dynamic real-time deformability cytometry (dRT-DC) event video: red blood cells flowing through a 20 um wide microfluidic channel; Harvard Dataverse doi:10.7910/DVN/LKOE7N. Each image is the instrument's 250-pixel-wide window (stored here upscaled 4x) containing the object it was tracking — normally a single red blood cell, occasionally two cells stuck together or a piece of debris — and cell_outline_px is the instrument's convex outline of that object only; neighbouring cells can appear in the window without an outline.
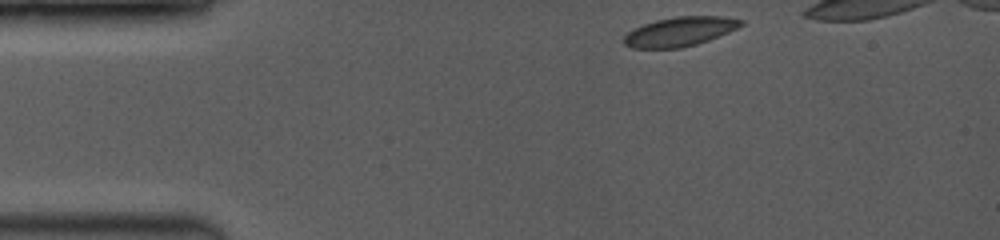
{"species": "common noctule bat (a hibernating species)", "species_latin": "Nyctalus noctula", "temperature_condition": "room temperature", "stored_images_in_passage": 34, "camera_frame_rate_fps": 3500, "um_per_image_px": 0.085, "animal": {"sex": "female", "body_mass_g": 19.0, "forearm_length_mm": 53.3}, "frame": {"image": 1, "passage_image": 1, "time_ms": 0.0, "image_size_px": [1000, 240], "cell_outline_px": [[744, 24], [728, 32], [708, 40], [696, 44], [680, 48], [632, 48], [624, 44], [624, 36], [628, 32], [644, 24], [656, 20], [680, 16], [720, 16], [744, 20]], "centroid_in_image_um": [57.79, 2.68], "position_along_channel_um": 27.2, "area_um2": 19.71}}
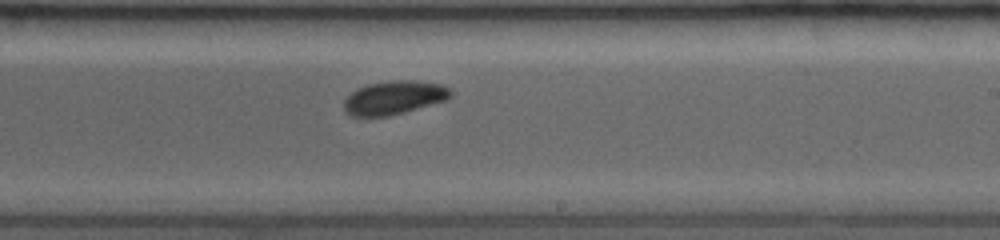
{"frame": {"image": 2, "passage_image": 21, "time_ms": 7.143, "image_size_px": [1000, 240], "cell_outline_px": [[452, 96], [448, 100], [404, 112], [388, 116], [352, 116], [344, 108], [344, 100], [356, 88], [368, 84], [392, 80], [416, 80], [444, 84], [452, 92]], "centroid_in_image_um": [33.54, 8.28], "position_along_channel_um": 255.5, "area_um2": 20.98}}
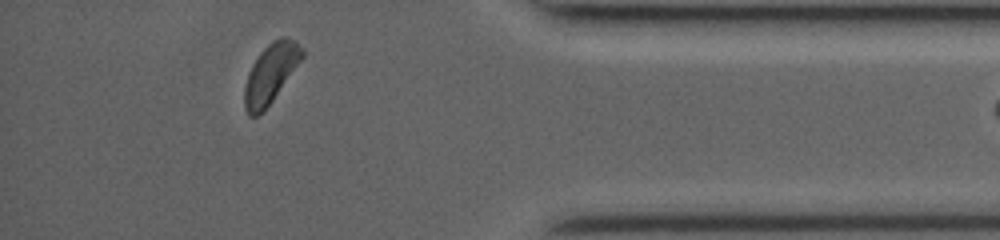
{"frame": {"image": 3, "passage_image": 33, "time_ms": 11.429, "image_size_px": [1000, 240], "cell_outline_px": [[304, 56], [264, 112], [256, 116], [248, 116], [244, 108], [244, 88], [248, 72], [252, 64], [260, 52], [272, 40], [280, 36], [284, 36], [292, 40], [304, 48]], "centroid_in_image_um": [22.99, 6.25], "position_along_channel_um": 412.2, "area_um2": 19.94}}